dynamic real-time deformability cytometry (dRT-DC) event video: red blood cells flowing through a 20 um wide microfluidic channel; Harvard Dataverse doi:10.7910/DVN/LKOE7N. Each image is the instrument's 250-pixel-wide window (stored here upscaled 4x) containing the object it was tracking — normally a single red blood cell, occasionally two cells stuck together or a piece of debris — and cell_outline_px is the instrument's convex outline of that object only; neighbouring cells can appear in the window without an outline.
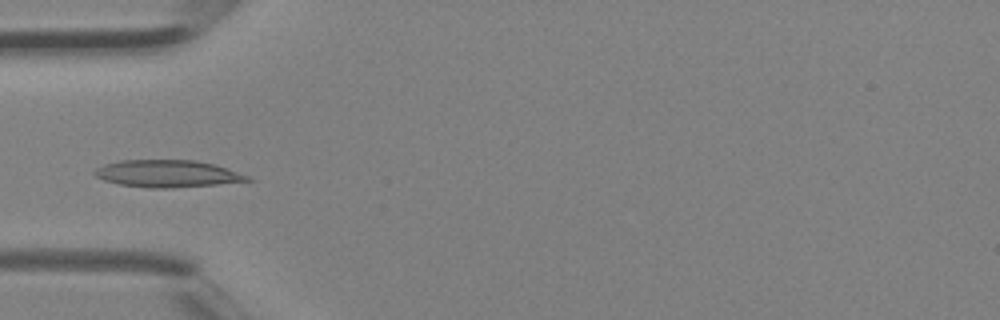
{"species": "Egyptian fruit bat (a non-hibernating species)", "species_latin": "Rousettus aegyptiacus", "temperature_condition": "room temperature", "stored_images_in_passage": 4, "camera_frame_rate_fps": 3000, "um_per_image_px": 0.085, "animal": {"sex": "female"}, "frame": {"image": 1, "passage_image": 4, "time_ms": 1.0, "image_size_px": [1000, 320], "cell_outline_px": [[256, 180], [216, 184], [172, 188], [148, 188], [120, 184], [104, 180], [96, 176], [92, 172], [96, 168], [104, 164], [120, 160], [192, 160], [212, 164], [228, 168], [252, 176]], "centroid_in_image_um": [14.26, 14.76], "position_along_channel_um": 70.7, "area_um2": 24.28}}